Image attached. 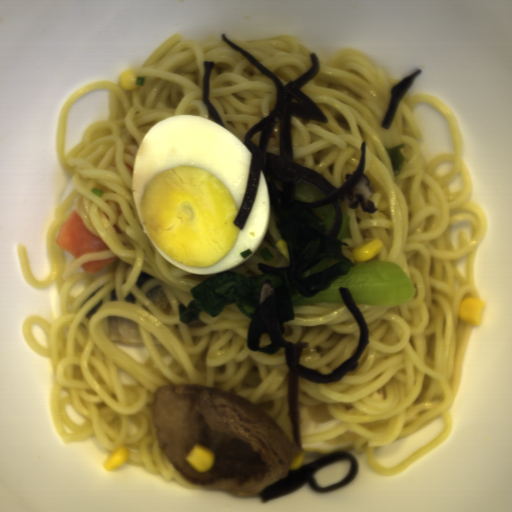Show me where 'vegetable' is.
I'll list each match as a JSON object with an SVG mask.
<instances>
[{
  "instance_id": "add77e79",
  "label": "vegetable",
  "mask_w": 512,
  "mask_h": 512,
  "mask_svg": "<svg viewBox=\"0 0 512 512\" xmlns=\"http://www.w3.org/2000/svg\"><path fill=\"white\" fill-rule=\"evenodd\" d=\"M339 287L351 292L355 304L397 306L410 304L416 289L403 267L388 260H375L354 264L346 275L337 276L327 289L313 297L294 294L293 306L316 303H344Z\"/></svg>"
},
{
  "instance_id": "ea0f7189",
  "label": "vegetable",
  "mask_w": 512,
  "mask_h": 512,
  "mask_svg": "<svg viewBox=\"0 0 512 512\" xmlns=\"http://www.w3.org/2000/svg\"><path fill=\"white\" fill-rule=\"evenodd\" d=\"M269 280L271 288L279 285V278L272 274L246 276L237 272L225 271L204 279L197 285L190 287L189 292L194 298L188 302L178 303L179 322L190 325L199 321L200 311L210 317H217L227 305L235 303L237 310L250 320L260 304L262 285Z\"/></svg>"
},
{
  "instance_id": "f7b5029e",
  "label": "vegetable",
  "mask_w": 512,
  "mask_h": 512,
  "mask_svg": "<svg viewBox=\"0 0 512 512\" xmlns=\"http://www.w3.org/2000/svg\"><path fill=\"white\" fill-rule=\"evenodd\" d=\"M406 146L404 143H401L400 145L393 147V148H386V151L389 155L390 164L393 172L400 171V166L404 165L405 163V157L401 151V149H404Z\"/></svg>"
},
{
  "instance_id": "96ceb2fe",
  "label": "vegetable",
  "mask_w": 512,
  "mask_h": 512,
  "mask_svg": "<svg viewBox=\"0 0 512 512\" xmlns=\"http://www.w3.org/2000/svg\"><path fill=\"white\" fill-rule=\"evenodd\" d=\"M331 261H333V258H331V257L322 259L321 261L315 263L309 270L302 273L301 277L302 278L308 277L314 273L327 270Z\"/></svg>"
}]
</instances>
